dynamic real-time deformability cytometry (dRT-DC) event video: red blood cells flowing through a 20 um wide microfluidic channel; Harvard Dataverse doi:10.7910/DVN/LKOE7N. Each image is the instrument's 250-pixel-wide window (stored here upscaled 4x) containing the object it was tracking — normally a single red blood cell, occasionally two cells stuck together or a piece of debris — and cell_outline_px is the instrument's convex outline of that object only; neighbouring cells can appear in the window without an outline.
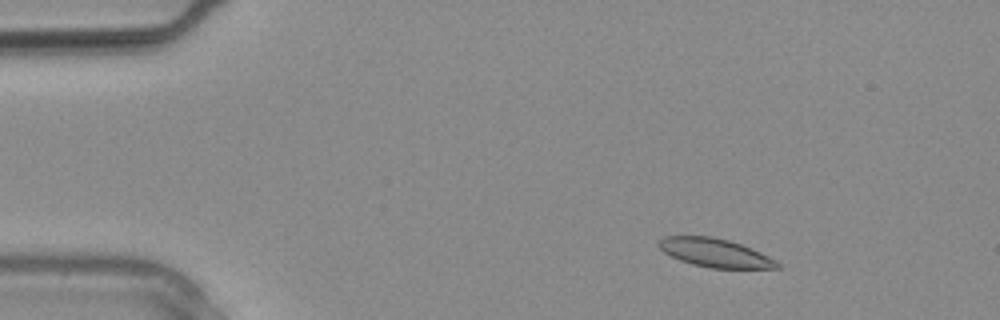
{"species": "common noctule bat (a hibernating species)", "species_latin": "Nyctalus noctula", "temperature_condition": "warm", "stored_images_in_passage": 2, "camera_frame_rate_fps": 3000, "um_per_image_px": 0.085, "animal": {"sex": "male", "body_mass_g": 20.4}, "frame": {"image": 1, "passage_image": 1, "time_ms": 0.0, "image_size_px": [1000, 320], "cell_outline_px": [[780, 268], [712, 268], [692, 264], [680, 260], [664, 252], [656, 244], [664, 236], [712, 236], [728, 240], [752, 248], [776, 260], [780, 264]], "centroid_in_image_um": [60.78, 21.48], "position_along_channel_um": 24.2, "area_um2": 19.59}}